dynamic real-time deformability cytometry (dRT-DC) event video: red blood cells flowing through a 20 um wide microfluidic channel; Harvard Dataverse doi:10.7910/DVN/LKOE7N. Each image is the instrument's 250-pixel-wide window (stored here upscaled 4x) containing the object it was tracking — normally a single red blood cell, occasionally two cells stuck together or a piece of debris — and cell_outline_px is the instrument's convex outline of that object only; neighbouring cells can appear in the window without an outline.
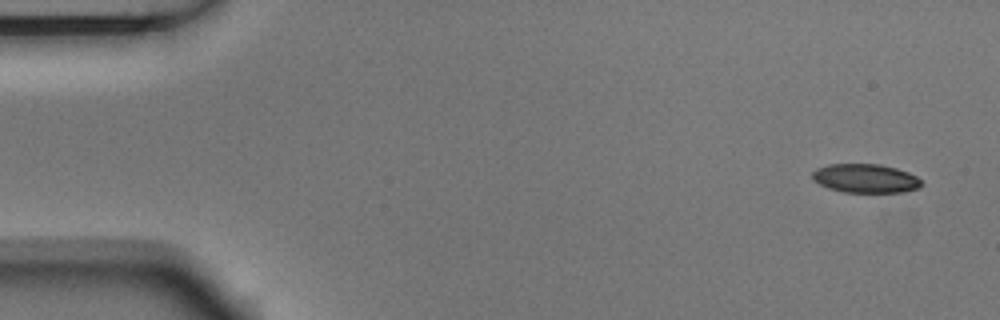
{"species": "Egyptian fruit bat (a non-hibernating species)", "species_latin": "Rousettus aegyptiacus", "temperature_condition": "room temperature", "stored_images_in_passage": 7, "camera_frame_rate_fps": 3000, "um_per_image_px": 0.085, "animal": {"sex": "male"}, "frame": {"image": 1, "passage_image": 1, "time_ms": 0.0, "image_size_px": [1000, 320], "cell_outline_px": [[924, 184], [920, 188], [904, 192], [844, 192], [828, 188], [820, 184], [812, 176], [812, 172], [816, 168], [828, 164], [880, 164], [896, 168], [908, 172], [916, 176]], "centroid_in_image_um": [73.6, 15.16], "position_along_channel_um": 11.4, "area_um2": 18.38}}
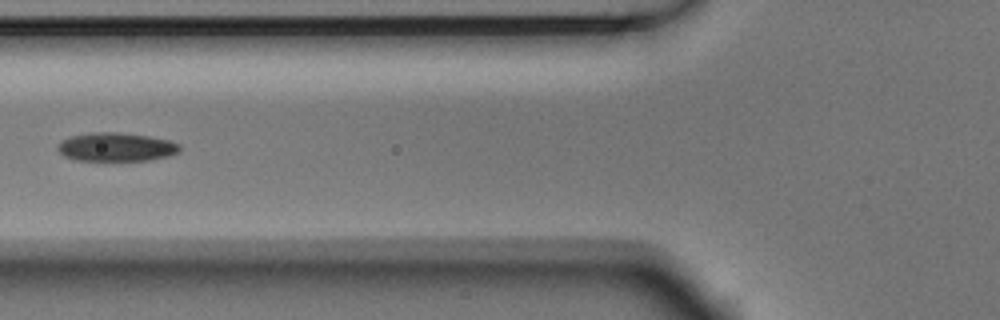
{"frame": {"image": 2, "passage_image": 6, "time_ms": 1.667, "image_size_px": [1000, 320], "cell_outline_px": [[180, 152], [168, 156], [148, 160], [72, 160], [64, 156], [56, 148], [56, 144], [72, 136], [92, 132], [116, 132], [148, 136], [168, 140], [180, 144]], "centroid_in_image_um": [9.86, 12.5], "position_along_channel_um": 115.9, "area_um2": 20.29}}
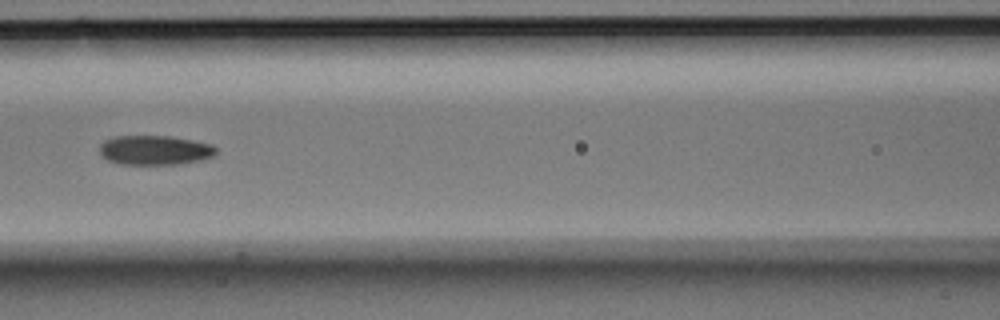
{"frame": {"image": 3, "passage_image": 7, "time_ms": 2.0, "image_size_px": [1000, 320], "cell_outline_px": [[216, 152], [212, 156], [200, 160], [180, 164], [120, 164], [108, 160], [100, 152], [100, 144], [104, 140], [116, 136], [172, 136], [212, 144], [216, 148]], "centroid_in_image_um": [13.16, 12.76], "position_along_channel_um": 153.4, "area_um2": 19.94}}